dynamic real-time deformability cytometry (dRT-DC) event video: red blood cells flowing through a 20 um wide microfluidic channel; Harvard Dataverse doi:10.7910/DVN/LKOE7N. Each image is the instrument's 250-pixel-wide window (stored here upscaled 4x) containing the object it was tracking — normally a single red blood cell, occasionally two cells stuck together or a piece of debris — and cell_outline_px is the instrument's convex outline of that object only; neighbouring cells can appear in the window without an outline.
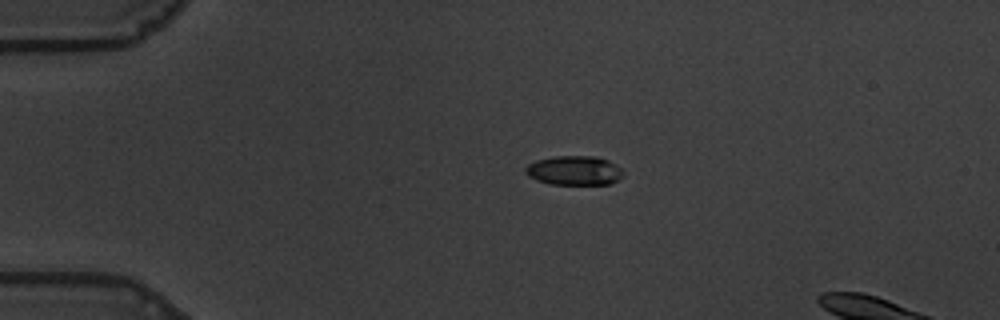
{"species": "common noctule bat (a hibernating species)", "species_latin": "Nyctalus noctula", "temperature_condition": "warm", "stored_images_in_passage": 6, "camera_frame_rate_fps": 3000, "um_per_image_px": 0.085, "animal": {"sex": "male", "body_mass_g": 19.5, "forearm_length_mm": 54.6}, "frame": {"image": 1, "passage_image": 1, "time_ms": 0.0, "image_size_px": [1000, 320], "cell_outline_px": [[624, 176], [608, 184], [548, 184], [536, 180], [528, 176], [524, 172], [524, 168], [528, 164], [536, 160], [556, 156], [596, 156], [608, 160], [616, 164], [624, 172]], "centroid_in_image_um": [48.79, 14.49], "position_along_channel_um": 36.2, "area_um2": 16.82}}